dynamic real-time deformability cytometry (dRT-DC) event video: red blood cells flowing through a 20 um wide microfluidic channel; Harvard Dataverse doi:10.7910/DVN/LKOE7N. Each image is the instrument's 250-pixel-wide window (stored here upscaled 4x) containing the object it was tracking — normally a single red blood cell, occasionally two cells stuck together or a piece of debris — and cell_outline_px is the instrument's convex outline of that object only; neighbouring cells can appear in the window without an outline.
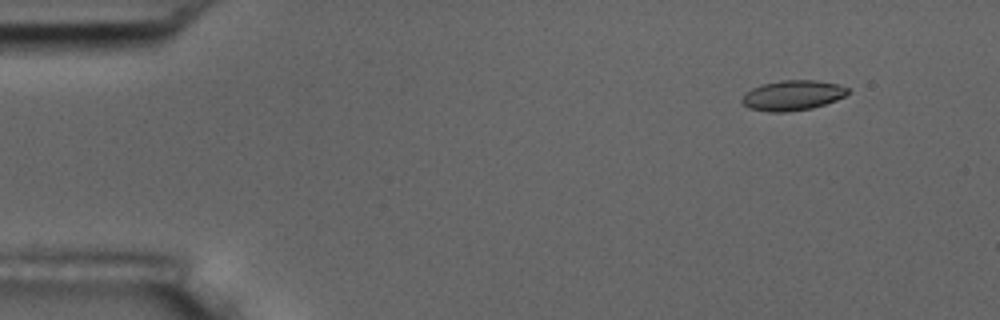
{"species": "common noctule bat (a hibernating species)", "species_latin": "Nyctalus noctula", "temperature_condition": "room temperature", "stored_images_in_passage": 6, "camera_frame_rate_fps": 3000, "um_per_image_px": 0.085, "animal": {"sex": "male", "body_mass_g": 17.5, "forearm_length_mm": 52.3}, "frame": {"image": 1, "passage_image": 2, "time_ms": 0.333, "image_size_px": [1000, 320], "cell_outline_px": [[848, 92], [844, 96], [836, 100], [812, 108], [788, 112], [768, 112], [748, 108], [740, 100], [744, 92], [760, 84], [784, 80], [816, 80], [836, 84], [848, 88]], "centroid_in_image_um": [67.31, 8.11], "position_along_channel_um": 17.7, "area_um2": 18.61}}
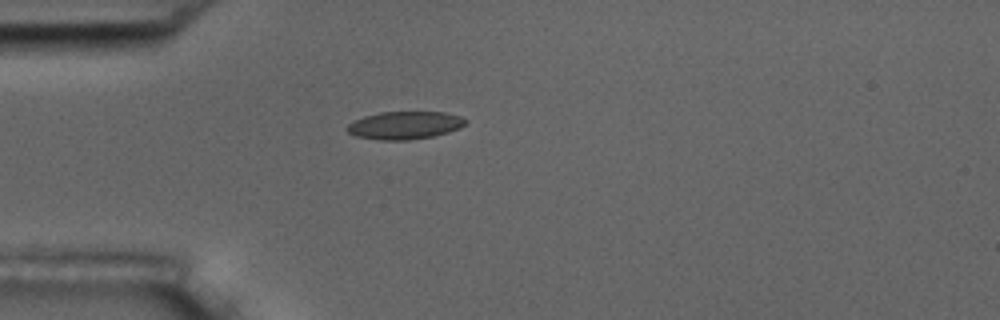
{"frame": {"image": 2, "passage_image": 5, "time_ms": 1.333, "image_size_px": [1000, 320], "cell_outline_px": [[468, 120], [460, 128], [448, 132], [432, 136], [408, 140], [380, 140], [356, 136], [348, 132], [344, 128], [352, 120], [364, 116], [380, 112], [444, 112], [460, 116]], "centroid_in_image_um": [34.37, 10.64], "position_along_channel_um": 50.6, "area_um2": 19.25}}